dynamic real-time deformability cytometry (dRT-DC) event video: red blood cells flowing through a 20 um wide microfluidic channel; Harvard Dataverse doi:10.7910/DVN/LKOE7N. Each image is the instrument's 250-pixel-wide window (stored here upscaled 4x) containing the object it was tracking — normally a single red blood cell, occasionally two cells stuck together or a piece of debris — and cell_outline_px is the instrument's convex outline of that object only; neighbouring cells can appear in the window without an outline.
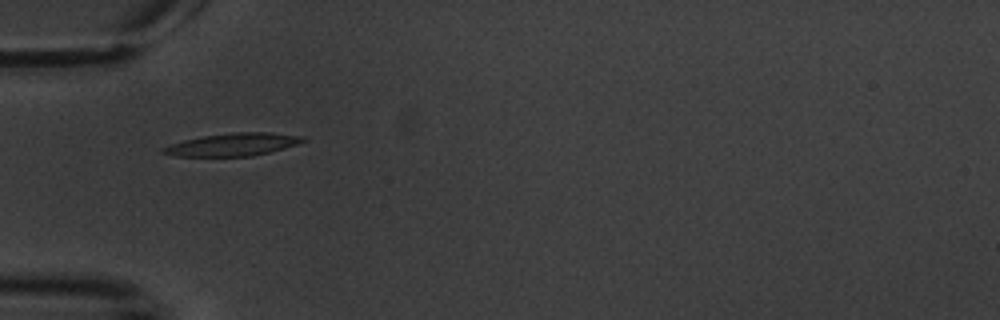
{"species": "common noctule bat (a hibernating species)", "species_latin": "Nyctalus noctula", "temperature_condition": "warm", "stored_images_in_passage": 8, "camera_frame_rate_fps": 3000, "um_per_image_px": 0.085, "animal": {"sex": "male", "body_mass_g": 20.1, "forearm_length_mm": 53.5}, "frame": {"image": 1, "passage_image": 6, "time_ms": 6.0, "image_size_px": [1000, 320], "cell_outline_px": [[308, 140], [284, 148], [252, 156], [176, 156], [160, 152], [160, 148], [184, 140], [204, 136], [232, 132], [272, 132], [304, 136]], "centroid_in_image_um": [19.81, 12.27], "position_along_channel_um": 65.2, "area_um2": 18.44}}
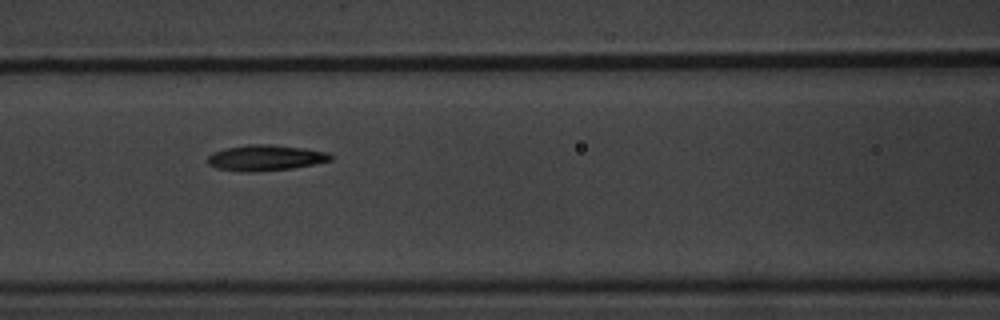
{"frame": {"image": 2, "passage_image": 8, "time_ms": 8.333, "image_size_px": [1000, 320], "cell_outline_px": [[332, 160], [292, 168], [256, 172], [248, 172], [216, 168], [208, 164], [208, 156], [212, 152], [228, 148], [248, 144], [272, 144], [328, 152], [332, 156]], "centroid_in_image_um": [22.54, 13.41], "position_along_channel_um": 144.1, "area_um2": 18.26}}